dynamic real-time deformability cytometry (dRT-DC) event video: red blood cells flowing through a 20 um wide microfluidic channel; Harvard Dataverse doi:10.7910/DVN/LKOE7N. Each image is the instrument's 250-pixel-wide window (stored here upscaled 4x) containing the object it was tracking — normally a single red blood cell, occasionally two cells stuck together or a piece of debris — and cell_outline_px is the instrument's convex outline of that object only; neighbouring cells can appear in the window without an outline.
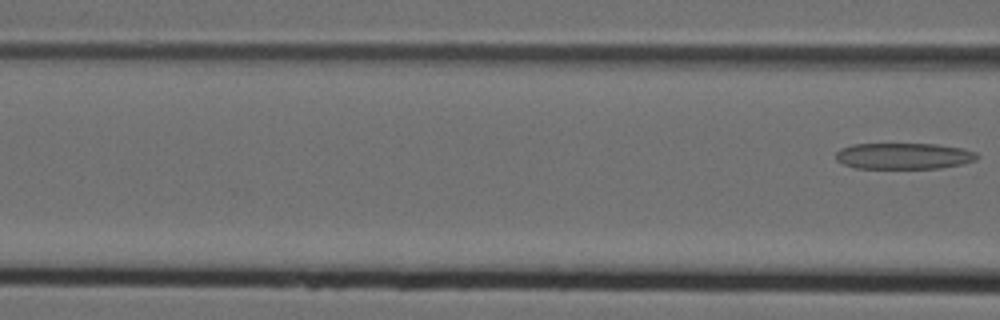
{"species": "Egyptian fruit bat (a non-hibernating species)", "species_latin": "Rousettus aegyptiacus", "temperature_condition": "cold", "stored_images_in_passage": 4, "camera_frame_rate_fps": 3000, "um_per_image_px": 0.085, "animal": {"sex": "female"}, "frame": {"image": 1, "passage_image": 4, "time_ms": 1.0, "image_size_px": [1000, 320], "cell_outline_px": [[980, 156], [976, 160], [964, 164], [940, 168], [856, 168], [844, 164], [836, 160], [836, 152], [840, 148], [852, 144], [936, 144], [964, 148], [976, 152]], "centroid_in_image_um": [76.85, 13.26], "position_along_channel_um": 89.7, "area_um2": 21.73}}